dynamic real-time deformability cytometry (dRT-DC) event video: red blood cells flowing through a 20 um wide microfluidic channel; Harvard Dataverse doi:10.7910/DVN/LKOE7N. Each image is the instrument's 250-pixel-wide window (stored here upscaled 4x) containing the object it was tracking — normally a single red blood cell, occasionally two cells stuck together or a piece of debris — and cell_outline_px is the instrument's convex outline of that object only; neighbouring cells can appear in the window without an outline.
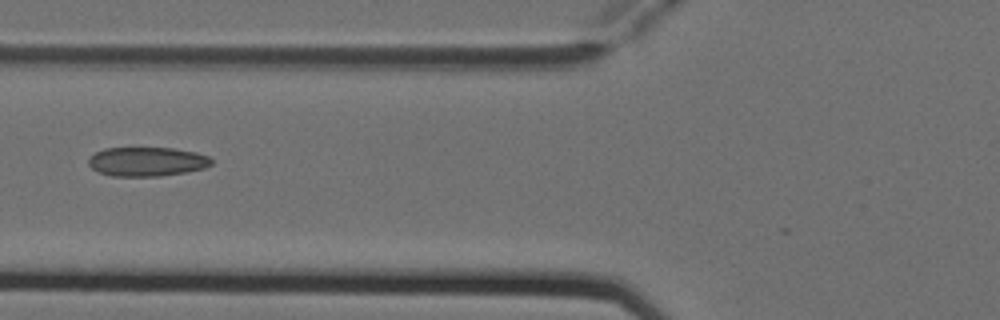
{"species": "Egyptian fruit bat (a non-hibernating species)", "species_latin": "Rousettus aegyptiacus", "temperature_condition": "cold", "stored_images_in_passage": 5, "camera_frame_rate_fps": 3000, "um_per_image_px": 0.085, "animal": {"sex": "female"}, "frame": {"image": 1, "passage_image": 5, "time_ms": 1.333, "image_size_px": [1000, 320], "cell_outline_px": [[212, 164], [204, 168], [184, 172], [160, 176], [112, 176], [96, 172], [88, 164], [88, 156], [104, 148], [172, 148], [196, 152], [208, 156], [212, 160]], "centroid_in_image_um": [12.45, 13.74], "position_along_channel_um": 113.4, "area_um2": 20.98}}